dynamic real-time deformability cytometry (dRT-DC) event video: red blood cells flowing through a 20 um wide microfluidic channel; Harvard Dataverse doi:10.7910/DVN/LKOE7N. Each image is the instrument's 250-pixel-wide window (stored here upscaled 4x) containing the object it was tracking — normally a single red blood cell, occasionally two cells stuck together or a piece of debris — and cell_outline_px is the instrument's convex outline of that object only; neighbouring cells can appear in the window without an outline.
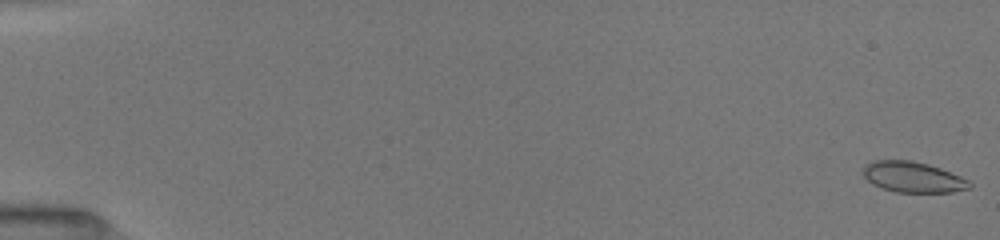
{"species": "common noctule bat (a hibernating species)", "species_latin": "Nyctalus noctula", "temperature_condition": "room temperature", "stored_images_in_passage": 52, "camera_frame_rate_fps": 3000, "um_per_image_px": 0.085, "animal": {"sex": "female", "body_mass_g": 19.5, "forearm_length_mm": 54.1}, "frame": {"image": 1, "passage_image": 1, "time_ms": 0.0, "image_size_px": [1000, 240], "cell_outline_px": [[972, 188], [952, 192], [896, 192], [880, 188], [872, 184], [864, 176], [864, 164], [872, 160], [912, 160], [928, 164], [940, 168], [960, 176], [968, 180], [972, 184]], "centroid_in_image_um": [77.59, 15.05], "position_along_channel_um": 7.4, "area_um2": 19.13}}
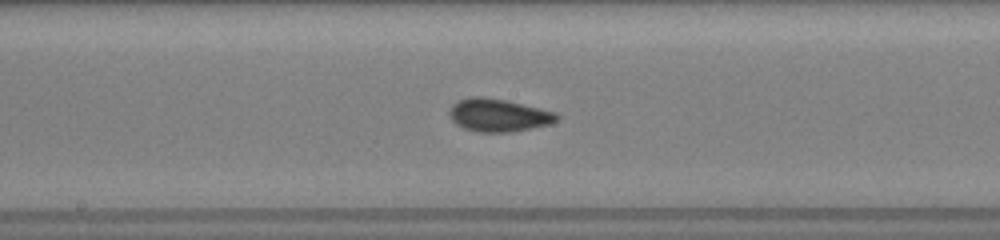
{"frame": {"image": 2, "passage_image": 29, "time_ms": 9.333, "image_size_px": [1000, 240], "cell_outline_px": [[560, 116], [552, 124], [508, 132], [480, 132], [464, 128], [456, 124], [448, 116], [448, 112], [452, 104], [456, 100], [472, 96], [480, 96], [504, 100], [556, 112]], "centroid_in_image_um": [42.33, 9.78], "position_along_channel_um": 205.9, "area_um2": 20.52}}
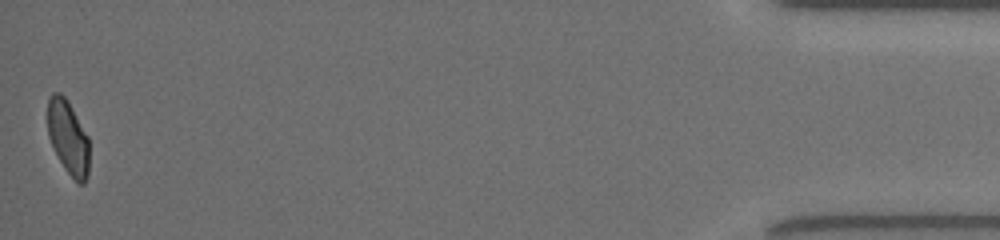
{"frame": {"image": 3, "passage_image": 52, "time_ms": 17.0, "image_size_px": [1000, 240], "cell_outline_px": [[88, 176], [84, 184], [76, 184], [64, 168], [48, 136], [48, 96], [52, 92], [60, 92], [68, 100], [88, 136]], "centroid_in_image_um": [5.79, 11.68], "position_along_channel_um": 429.4, "area_um2": 18.03}, "authors_computed_cell_mechanics": {"area_um2": 19.2474, "velocity_mm_per_s": 4.0195, "shape_relaxation_time_tau1_ms": null, "shape_relaxation_time_tau2_ms": 1.0993, "deformation_change_tau1": null, "deformation_change_tau2": 0.0464}}